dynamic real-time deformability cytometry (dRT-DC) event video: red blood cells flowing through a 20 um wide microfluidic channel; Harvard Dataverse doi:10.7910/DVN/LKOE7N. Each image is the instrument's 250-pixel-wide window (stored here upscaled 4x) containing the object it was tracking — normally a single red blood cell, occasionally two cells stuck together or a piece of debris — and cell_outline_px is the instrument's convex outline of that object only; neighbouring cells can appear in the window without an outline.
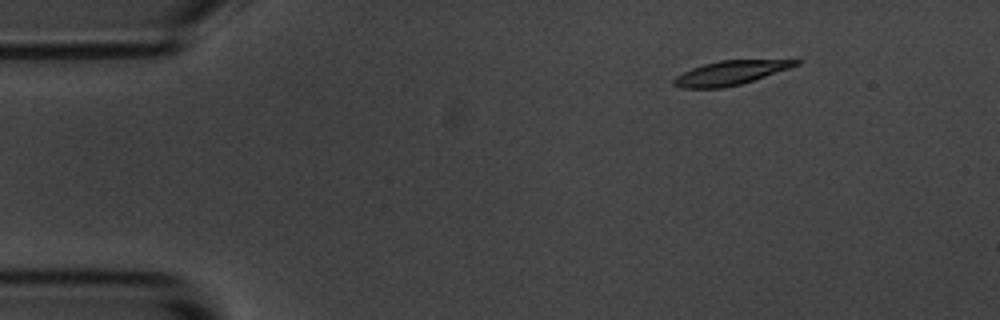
{"species": "common noctule bat (a hibernating species)", "species_latin": "Nyctalus noctula", "temperature_condition": "room temperature", "stored_images_in_passage": 4, "camera_frame_rate_fps": 3000, "um_per_image_px": 0.085, "animal": {"sex": "male", "body_mass_g": 20.1, "forearm_length_mm": 53.5}, "frame": {"image": 1, "passage_image": 1, "time_ms": 0.0, "image_size_px": [1000, 320], "cell_outline_px": [[800, 64], [740, 84], [720, 88], [680, 88], [672, 84], [672, 80], [676, 76], [692, 68], [704, 64], [720, 60], [800, 60]], "centroid_in_image_um": [62.0, 6.2], "position_along_channel_um": 23.0, "area_um2": 16.76}}
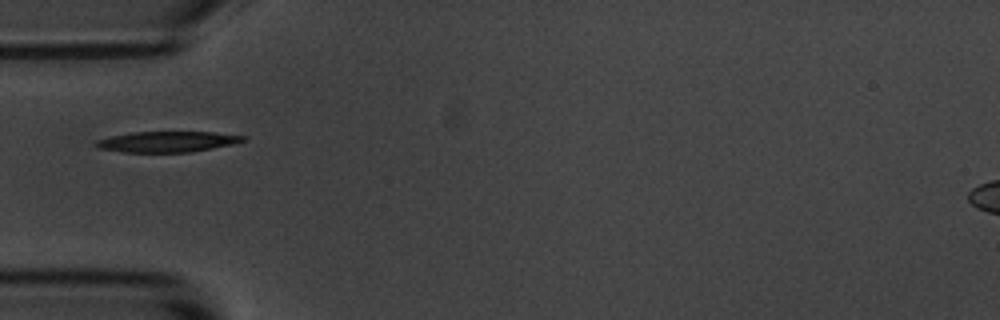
{"frame": {"image": 2, "passage_image": 4, "time_ms": 3.333, "image_size_px": [1000, 320], "cell_outline_px": [[244, 140], [232, 144], [192, 152], [124, 152], [100, 148], [92, 144], [96, 140], [112, 136], [132, 132], [212, 132], [244, 136]], "centroid_in_image_um": [14.17, 12.04], "position_along_channel_um": 70.8, "area_um2": 17.51}}